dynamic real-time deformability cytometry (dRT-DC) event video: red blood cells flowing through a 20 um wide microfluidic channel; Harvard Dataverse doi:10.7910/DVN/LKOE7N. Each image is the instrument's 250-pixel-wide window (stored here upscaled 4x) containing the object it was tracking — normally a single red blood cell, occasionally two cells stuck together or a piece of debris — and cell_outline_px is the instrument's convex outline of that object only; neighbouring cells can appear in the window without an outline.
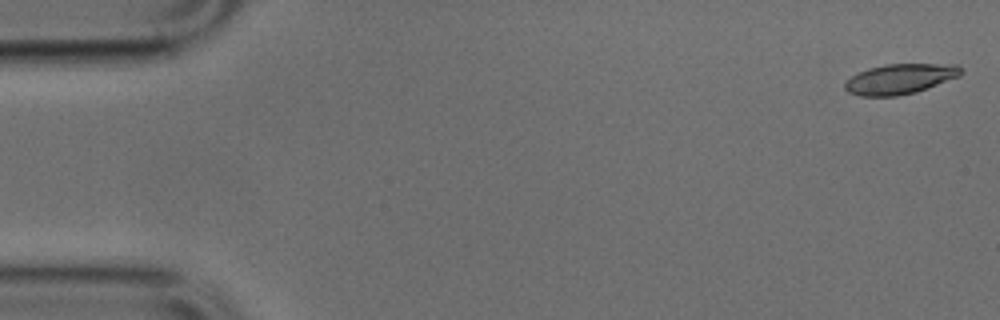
{"species": "common noctule bat (a hibernating species)", "species_latin": "Nyctalus noctula", "temperature_condition": "cold", "stored_images_in_passage": 51, "camera_frame_rate_fps": 3000, "um_per_image_px": 0.085, "animal": {"sex": "male", "body_mass_g": 17.9, "forearm_length_mm": 54.2}, "frame": {"image": 1, "passage_image": 1, "time_ms": 0.0, "image_size_px": [1000, 320], "cell_outline_px": [[964, 72], [960, 76], [916, 92], [896, 96], [860, 96], [848, 92], [844, 88], [844, 84], [852, 76], [868, 68], [884, 64], [960, 64], [964, 68]], "centroid_in_image_um": [76.55, 6.7], "position_along_channel_um": 8.4, "area_um2": 20.52}}
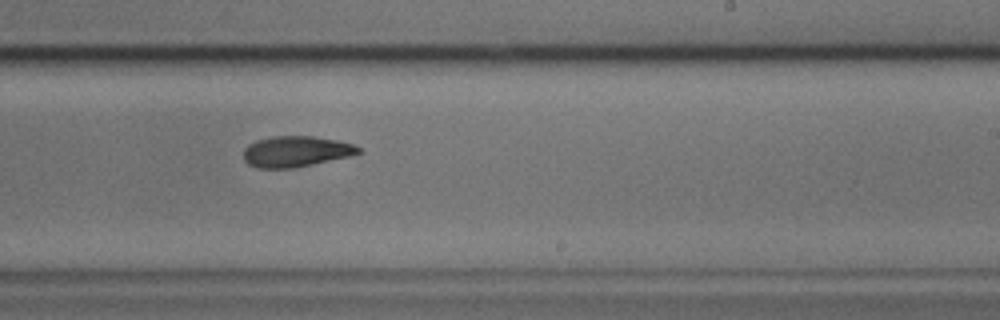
{"frame": {"image": 2, "passage_image": 30, "time_ms": 9.667, "image_size_px": [1000, 320], "cell_outline_px": [[360, 152], [348, 156], [312, 164], [292, 168], [256, 168], [248, 164], [244, 160], [244, 148], [248, 144], [256, 140], [276, 136], [312, 136], [340, 140], [352, 144], [360, 148]], "centroid_in_image_um": [25.11, 12.87], "position_along_channel_um": 263.9, "area_um2": 20.52}}
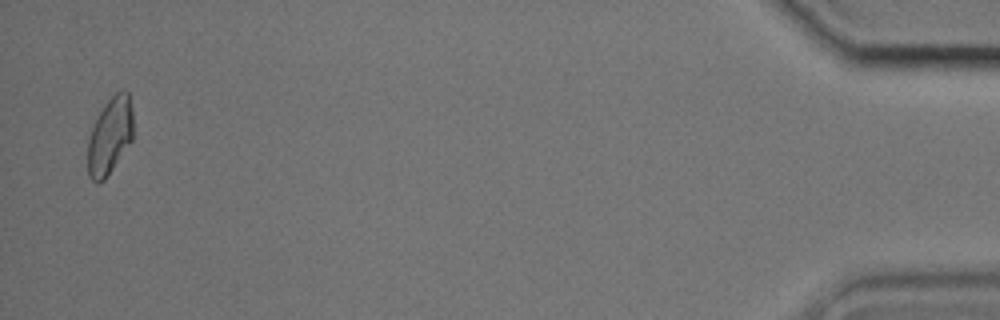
{"frame": {"image": 3, "passage_image": 49, "time_ms": 16.0, "image_size_px": [1000, 320], "cell_outline_px": [[132, 140], [104, 180], [96, 184], [88, 176], [88, 140], [92, 128], [104, 104], [116, 92], [124, 88], [128, 92], [132, 108]], "centroid_in_image_um": [9.34, 11.54], "position_along_channel_um": 425.9, "area_um2": 20.17}}